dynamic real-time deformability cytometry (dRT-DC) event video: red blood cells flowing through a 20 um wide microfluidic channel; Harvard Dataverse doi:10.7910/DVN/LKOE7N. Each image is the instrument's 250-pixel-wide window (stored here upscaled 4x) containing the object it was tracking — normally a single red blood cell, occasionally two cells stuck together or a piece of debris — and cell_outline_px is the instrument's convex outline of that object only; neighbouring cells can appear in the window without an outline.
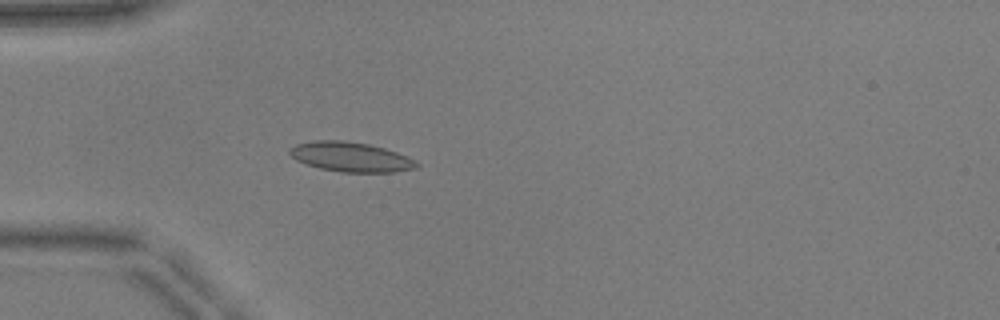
{"species": "common noctule bat (a hibernating species)", "species_latin": "Nyctalus noctula", "temperature_condition": "warm", "stored_images_in_passage": 42, "camera_frame_rate_fps": 3000, "um_per_image_px": 0.085, "animal": {"sex": "male", "body_mass_g": 17.9, "forearm_length_mm": 54.2}, "frame": {"image": 1, "passage_image": 6, "time_ms": 1.667, "image_size_px": [1000, 320], "cell_outline_px": [[420, 164], [416, 168], [396, 172], [340, 172], [320, 168], [296, 160], [288, 152], [288, 148], [296, 144], [312, 140], [344, 140], [368, 144], [384, 148], [408, 156]], "centroid_in_image_um": [29.8, 13.33], "position_along_channel_um": 55.2, "area_um2": 22.02}}
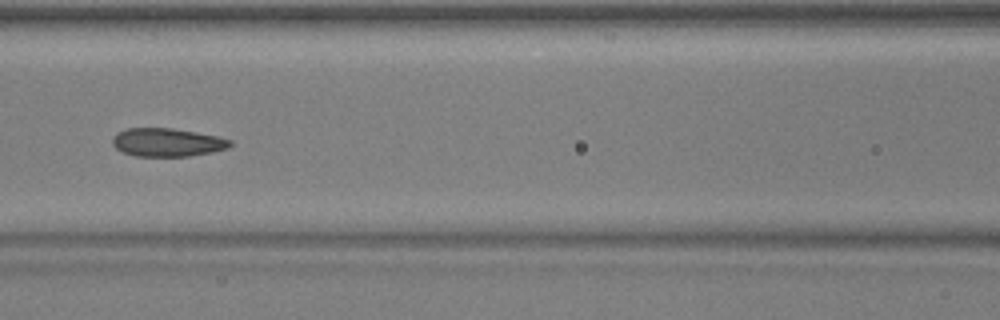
{"frame": {"image": 2, "passage_image": 14, "time_ms": 4.333, "image_size_px": [1000, 320], "cell_outline_px": [[232, 144], [228, 148], [212, 152], [188, 156], [136, 156], [124, 152], [116, 148], [112, 144], [112, 136], [116, 132], [128, 128], [172, 128], [220, 136], [232, 140]], "centroid_in_image_um": [14.22, 12.09], "position_along_channel_um": 152.4, "area_um2": 19.54}}
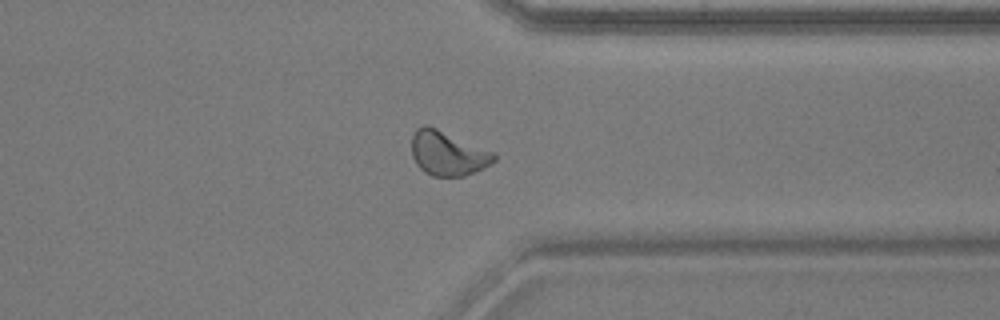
{"frame": {"image": 3, "passage_image": 31, "time_ms": 10.0, "image_size_px": [1000, 320], "cell_outline_px": [[496, 160], [492, 164], [464, 176], [432, 176], [424, 172], [416, 164], [412, 156], [412, 136], [416, 128], [424, 124], [428, 124], [496, 152]], "centroid_in_image_um": [38.07, 13.01], "position_along_channel_um": 373.3, "area_um2": 21.68}, "authors_computed_cell_mechanics": {"area_um2": 20.3167, "velocity_mm_per_s": 3.9317, "shape_relaxation_time_tau1_ms": null, "shape_relaxation_time_tau2_ms": 1.976, "deformation_change_tau1": null, "deformation_change_tau2": 0.0609}}